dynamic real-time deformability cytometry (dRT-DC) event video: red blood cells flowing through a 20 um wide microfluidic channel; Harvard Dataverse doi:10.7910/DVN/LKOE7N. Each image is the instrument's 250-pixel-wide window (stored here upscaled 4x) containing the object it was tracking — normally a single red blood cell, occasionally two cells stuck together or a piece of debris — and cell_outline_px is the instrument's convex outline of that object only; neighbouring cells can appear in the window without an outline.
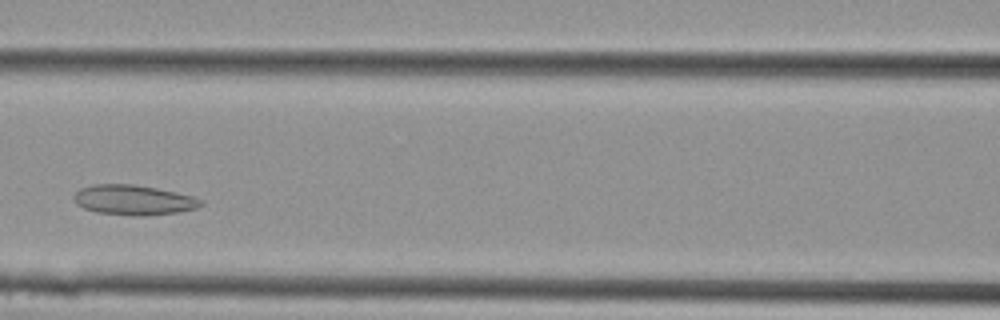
{"species": "Egyptian fruit bat (a non-hibernating species)", "species_latin": "Rousettus aegyptiacus", "temperature_condition": "cold", "stored_images_in_passage": 6, "camera_frame_rate_fps": 3000, "um_per_image_px": 0.085, "animal": {"sex": "female"}, "frame": {"image": 1, "passage_image": 5, "time_ms": 1.333, "image_size_px": [1000, 320], "cell_outline_px": [[204, 204], [196, 208], [180, 212], [148, 216], [132, 216], [96, 212], [84, 208], [76, 204], [72, 200], [72, 196], [80, 188], [92, 184], [132, 184], [156, 188], [176, 192], [192, 196], [204, 200]], "centroid_in_image_um": [11.34, 17.01], "position_along_channel_um": 155.3, "area_um2": 22.54}}